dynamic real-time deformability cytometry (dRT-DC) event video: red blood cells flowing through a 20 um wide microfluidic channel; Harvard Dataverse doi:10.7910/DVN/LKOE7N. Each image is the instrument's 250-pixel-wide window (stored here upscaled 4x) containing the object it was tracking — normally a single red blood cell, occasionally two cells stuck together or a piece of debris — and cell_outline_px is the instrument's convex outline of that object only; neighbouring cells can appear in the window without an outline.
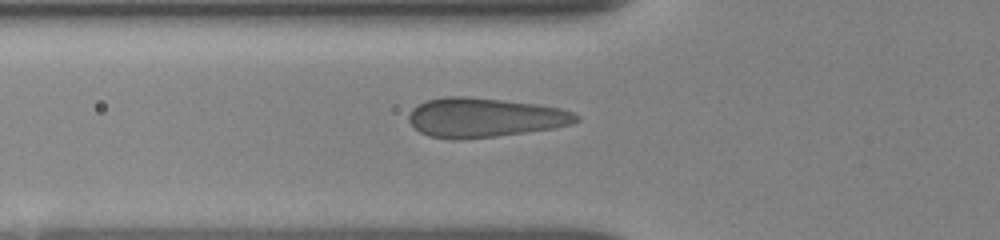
{"species": "human", "species_latin": "Homo sapiens", "temperature_condition": "room temperature", "stored_images_in_passage": 20, "camera_frame_rate_fps": 3000, "um_per_image_px": 0.085, "donor": {"sex": "female"}, "frame": {"image": 1, "passage_image": 8, "time_ms": 4.0, "image_size_px": [1000, 240], "cell_outline_px": [[580, 120], [572, 124], [556, 128], [496, 136], [460, 140], [452, 140], [428, 136], [420, 132], [408, 120], [408, 112], [412, 108], [428, 100], [444, 96], [468, 96], [536, 104], [560, 108], [572, 112], [580, 116]], "centroid_in_image_um": [41.18, 10.0], "position_along_channel_um": 84.6, "area_um2": 38.61}}
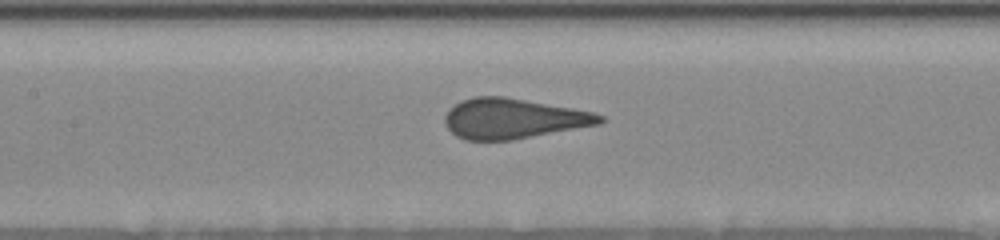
{"frame": {"image": 2, "passage_image": 13, "time_ms": 6.0, "image_size_px": [1000, 240], "cell_outline_px": [[608, 120], [600, 124], [512, 140], [464, 140], [456, 136], [444, 124], [444, 116], [448, 108], [460, 100], [472, 96], [504, 96], [572, 108], [592, 112], [604, 116]], "centroid_in_image_um": [43.59, 10.07], "position_along_channel_um": 163.8, "area_um2": 36.53}}
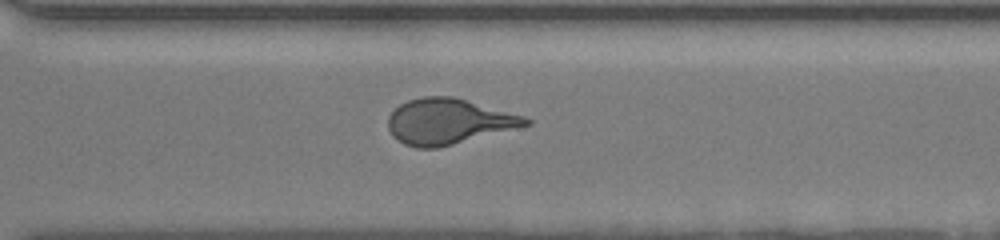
{"frame": {"image": 3, "passage_image": 20, "time_ms": 10.333, "image_size_px": [1000, 240], "cell_outline_px": [[532, 124], [436, 148], [416, 148], [404, 144], [392, 136], [388, 128], [388, 116], [400, 104], [408, 100], [424, 96], [452, 96], [524, 116], [532, 120]], "centroid_in_image_um": [38.09, 10.32], "position_along_channel_um": 332.5, "area_um2": 36.18}}